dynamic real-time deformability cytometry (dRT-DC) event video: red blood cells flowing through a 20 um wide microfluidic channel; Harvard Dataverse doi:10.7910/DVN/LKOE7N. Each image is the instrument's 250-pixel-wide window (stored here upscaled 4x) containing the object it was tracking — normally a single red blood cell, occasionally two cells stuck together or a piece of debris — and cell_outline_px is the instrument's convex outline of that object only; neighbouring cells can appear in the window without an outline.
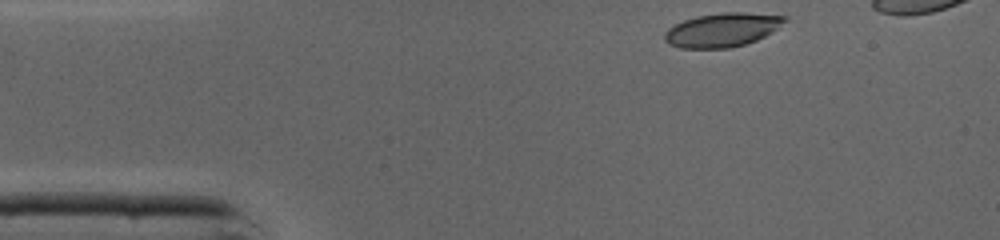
{"species": "common noctule bat (a hibernating species)", "species_latin": "Nyctalus noctula", "temperature_condition": "cold", "stored_images_in_passage": 32, "camera_frame_rate_fps": 3000, "um_per_image_px": 0.085, "animal": {"sex": "male", "body_mass_g": 19.0, "forearm_length_mm": 50.8}, "frame": {"image": 1, "passage_image": 1, "time_ms": 0.0, "image_size_px": [1000, 240], "cell_outline_px": [[788, 20], [772, 32], [756, 40], [744, 44], [728, 48], [680, 48], [668, 44], [664, 40], [664, 32], [668, 28], [684, 20], [696, 16], [724, 12], [744, 12], [788, 16]], "centroid_in_image_um": [61.39, 2.53], "position_along_channel_um": 23.6, "area_um2": 23.76}}
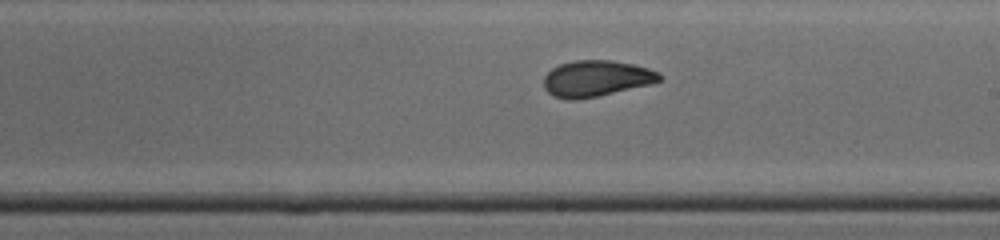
{"frame": {"image": 2, "passage_image": 20, "time_ms": 6.333, "image_size_px": [1000, 240], "cell_outline_px": [[664, 76], [660, 80], [652, 84], [596, 96], [556, 96], [548, 92], [544, 88], [544, 76], [552, 68], [560, 64], [572, 60], [612, 60], [632, 64], [648, 68], [660, 72]], "centroid_in_image_um": [50.75, 6.61], "position_along_channel_um": 238.2, "area_um2": 23.7}}
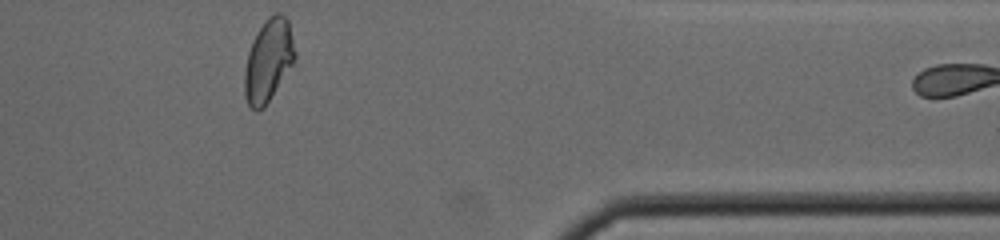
{"frame": {"image": 3, "passage_image": 32, "time_ms": 10.333, "image_size_px": [1000, 240], "cell_outline_px": [[296, 56], [292, 64], [264, 108], [256, 112], [248, 104], [244, 96], [244, 68], [248, 52], [252, 40], [256, 32], [264, 20], [268, 16], [276, 12], [280, 12], [288, 20], [296, 52]], "centroid_in_image_um": [22.79, 5.12], "position_along_channel_um": 388.6, "area_um2": 24.33}, "authors_computed_cell_mechanics": {"area_um2": 24.4783, "velocity_mm_per_s": 4.3624, "shape_relaxation_time_tau1_ms": 6.5034, "shape_relaxation_time_tau2_ms": 1.0499, "deformation_change_tau1": 0.195, "deformation_change_tau2": 0.0572}}